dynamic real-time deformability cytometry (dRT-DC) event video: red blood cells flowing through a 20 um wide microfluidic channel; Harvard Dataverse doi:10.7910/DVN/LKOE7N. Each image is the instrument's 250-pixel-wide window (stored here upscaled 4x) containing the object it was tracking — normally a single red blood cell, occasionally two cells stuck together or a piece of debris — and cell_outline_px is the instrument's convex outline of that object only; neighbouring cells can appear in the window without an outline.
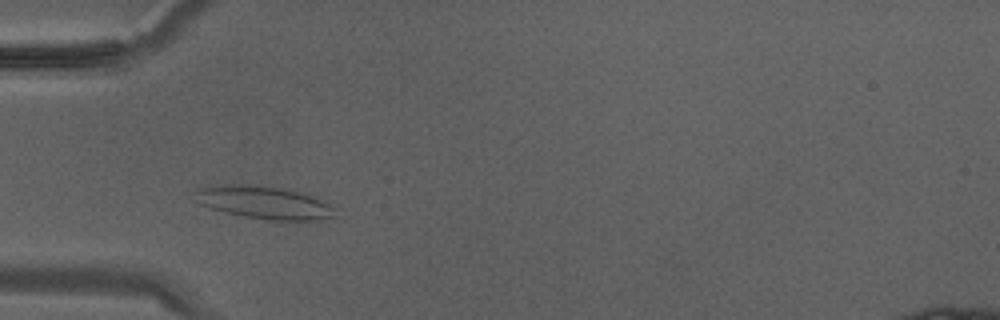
{"species": "Egyptian fruit bat (a non-hibernating species)", "species_latin": "Rousettus aegyptiacus", "temperature_condition": "warm", "stored_images_in_passage": 29, "camera_frame_rate_fps": 3000, "um_per_image_px": 0.085, "animal": {"sex": "male"}, "frame": {"image": 1, "passage_image": 5, "time_ms": 1.333, "image_size_px": [1000, 320], "cell_outline_px": [[336, 216], [312, 220], [268, 220], [244, 216], [224, 212], [200, 204], [192, 192], [200, 188], [232, 184], [240, 184], [276, 188], [300, 192], [312, 196], [336, 208]], "centroid_in_image_um": [22.44, 17.23], "position_along_channel_um": 62.6, "area_um2": 26.18}}
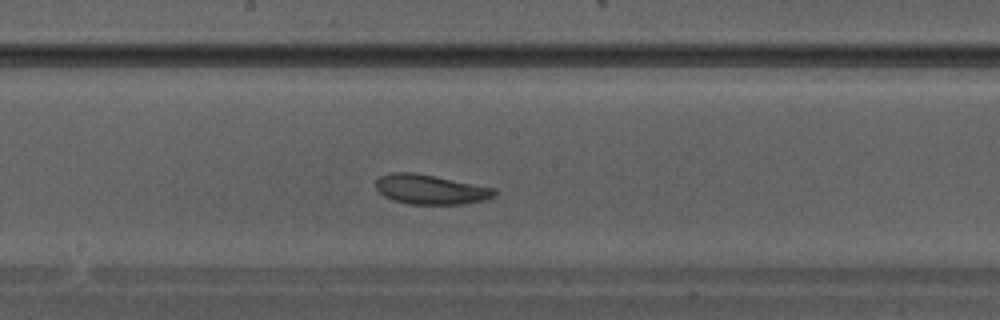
{"frame": {"image": 2, "passage_image": 13, "time_ms": 4.0, "image_size_px": [1000, 320], "cell_outline_px": [[496, 196], [484, 200], [460, 204], [408, 204], [392, 200], [384, 196], [376, 188], [376, 180], [380, 176], [388, 172], [412, 172], [436, 176], [496, 188]], "centroid_in_image_um": [36.59, 16.09], "position_along_channel_um": 211.6, "area_um2": 20.63}}